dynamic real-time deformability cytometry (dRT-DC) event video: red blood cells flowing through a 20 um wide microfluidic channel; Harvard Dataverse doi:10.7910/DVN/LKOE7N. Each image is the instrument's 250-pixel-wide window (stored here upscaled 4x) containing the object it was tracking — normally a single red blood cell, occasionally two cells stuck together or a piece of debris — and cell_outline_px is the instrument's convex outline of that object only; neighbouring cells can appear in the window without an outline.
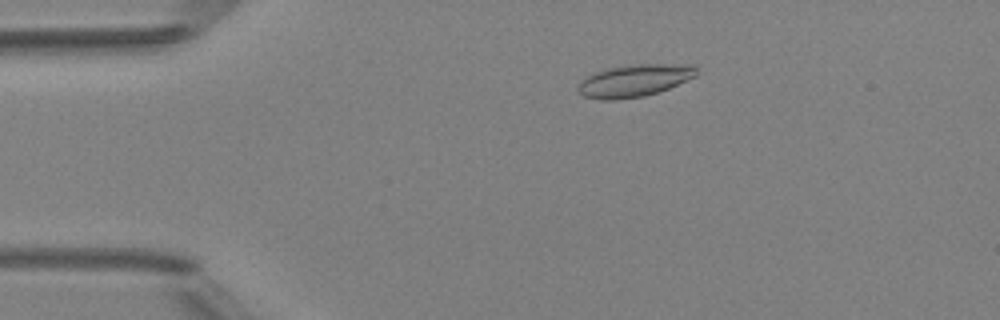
{"species": "Egyptian fruit bat (a non-hibernating species)", "species_latin": "Rousettus aegyptiacus", "temperature_condition": "room temperature", "stored_images_in_passage": 4, "camera_frame_rate_fps": 3000, "um_per_image_px": 0.085, "animal": {"sex": "female"}, "frame": {"image": 1, "passage_image": 3, "time_ms": 2.333, "image_size_px": [1000, 320], "cell_outline_px": [[696, 76], [660, 92], [644, 96], [616, 100], [600, 100], [584, 96], [576, 88], [576, 84], [580, 80], [592, 72], [608, 68], [628, 64], [696, 64]], "centroid_in_image_um": [53.88, 6.84], "position_along_channel_um": 31.1, "area_um2": 22.72}}